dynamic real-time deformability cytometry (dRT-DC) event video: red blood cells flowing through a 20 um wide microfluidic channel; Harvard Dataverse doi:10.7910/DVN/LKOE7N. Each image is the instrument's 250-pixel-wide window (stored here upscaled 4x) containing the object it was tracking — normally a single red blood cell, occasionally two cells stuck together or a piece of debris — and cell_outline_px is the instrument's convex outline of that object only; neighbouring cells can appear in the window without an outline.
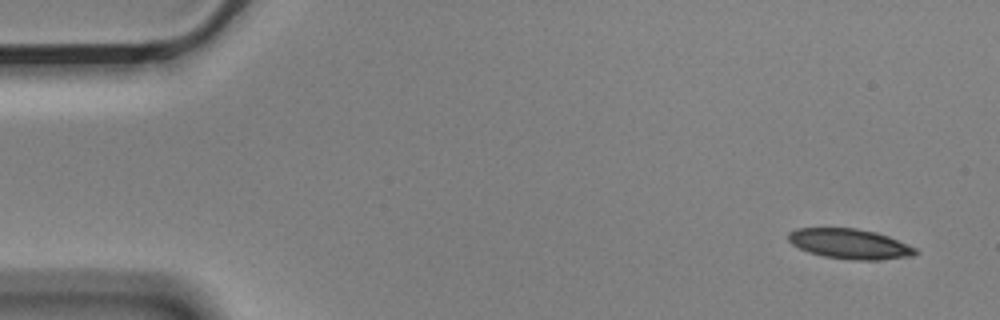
{"species": "Egyptian fruit bat (a non-hibernating species)", "species_latin": "Rousettus aegyptiacus", "temperature_condition": "cold", "stored_images_in_passage": 4, "camera_frame_rate_fps": 3000, "um_per_image_px": 0.085, "animal": {"sex": "male"}, "frame": {"image": 1, "passage_image": 1, "time_ms": 0.0, "image_size_px": [1000, 320], "cell_outline_px": [[920, 252], [912, 256], [880, 260], [852, 260], [824, 256], [808, 252], [792, 244], [788, 240], [788, 232], [796, 228], [856, 228], [876, 232], [888, 236], [916, 248]], "centroid_in_image_um": [72.24, 20.73], "position_along_channel_um": 12.8, "area_um2": 22.31}}
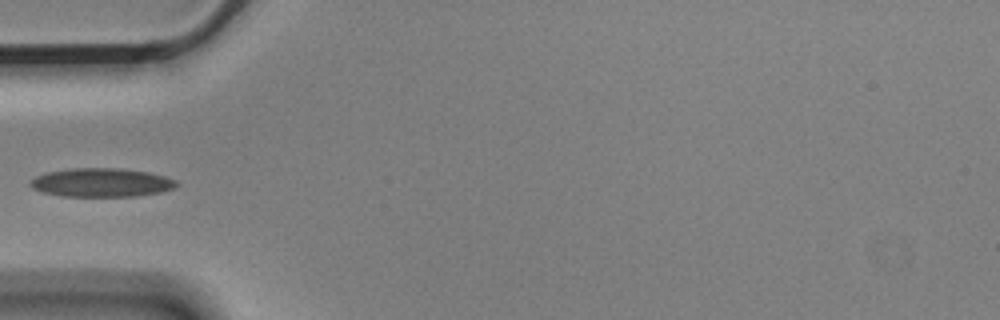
{"frame": {"image": 2, "passage_image": 4, "time_ms": 1.0, "image_size_px": [1000, 320], "cell_outline_px": [[176, 184], [172, 188], [160, 192], [136, 196], [60, 196], [40, 192], [32, 188], [28, 184], [36, 176], [48, 172], [72, 168], [120, 168], [148, 172], [164, 176], [176, 180]], "centroid_in_image_um": [8.57, 15.52], "position_along_channel_um": 76.4, "area_um2": 24.33}}